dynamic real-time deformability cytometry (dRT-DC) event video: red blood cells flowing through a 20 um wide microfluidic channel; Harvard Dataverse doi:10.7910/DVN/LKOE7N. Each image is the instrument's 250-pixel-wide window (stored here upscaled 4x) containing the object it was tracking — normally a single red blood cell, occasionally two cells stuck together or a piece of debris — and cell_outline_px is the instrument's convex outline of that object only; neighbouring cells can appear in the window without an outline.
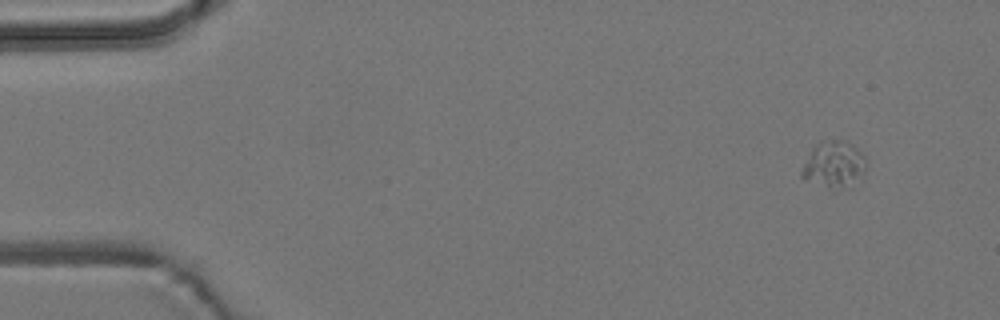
{"species": "common noctule bat (a hibernating species)", "species_latin": "Nyctalus noctula", "temperature_condition": "room temperature", "stored_images_in_passage": 2, "camera_frame_rate_fps": 3000, "um_per_image_px": 0.085, "animal": {"sex": "male", "body_mass_g": 19.2, "forearm_length_mm": 51.8}, "frame": {"image": 1, "passage_image": 1, "time_ms": 0.0, "image_size_px": [1000, 320], "cell_outline_px": [[864, 172], [852, 188], [832, 192], [800, 176], [800, 172], [812, 148], [820, 140], [848, 140], [864, 156]], "centroid_in_image_um": [70.88, 14.04], "position_along_channel_um": 14.1, "area_um2": 17.98}}